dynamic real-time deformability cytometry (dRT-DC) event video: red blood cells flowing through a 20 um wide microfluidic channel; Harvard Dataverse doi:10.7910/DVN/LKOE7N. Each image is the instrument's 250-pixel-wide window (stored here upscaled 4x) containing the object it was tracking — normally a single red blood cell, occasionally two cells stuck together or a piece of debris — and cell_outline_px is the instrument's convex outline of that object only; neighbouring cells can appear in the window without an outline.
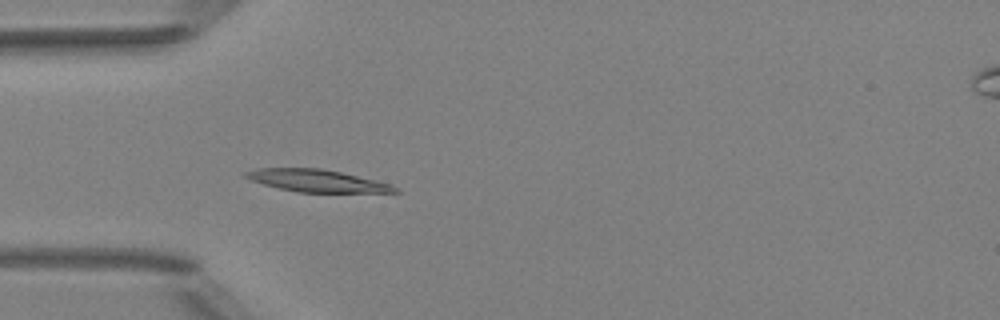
{"species": "Egyptian fruit bat (a non-hibernating species)", "species_latin": "Rousettus aegyptiacus", "temperature_condition": "room temperature", "stored_images_in_passage": 4, "camera_frame_rate_fps": 3000, "um_per_image_px": 0.085, "animal": {"sex": "female"}, "frame": {"image": 1, "passage_image": 4, "time_ms": 3.667, "image_size_px": [1000, 320], "cell_outline_px": [[400, 192], [296, 192], [264, 184], [252, 180], [244, 176], [240, 172], [256, 168], [320, 168], [340, 172], [392, 184]], "centroid_in_image_um": [26.88, 15.35], "position_along_channel_um": 58.1, "area_um2": 19.19}}